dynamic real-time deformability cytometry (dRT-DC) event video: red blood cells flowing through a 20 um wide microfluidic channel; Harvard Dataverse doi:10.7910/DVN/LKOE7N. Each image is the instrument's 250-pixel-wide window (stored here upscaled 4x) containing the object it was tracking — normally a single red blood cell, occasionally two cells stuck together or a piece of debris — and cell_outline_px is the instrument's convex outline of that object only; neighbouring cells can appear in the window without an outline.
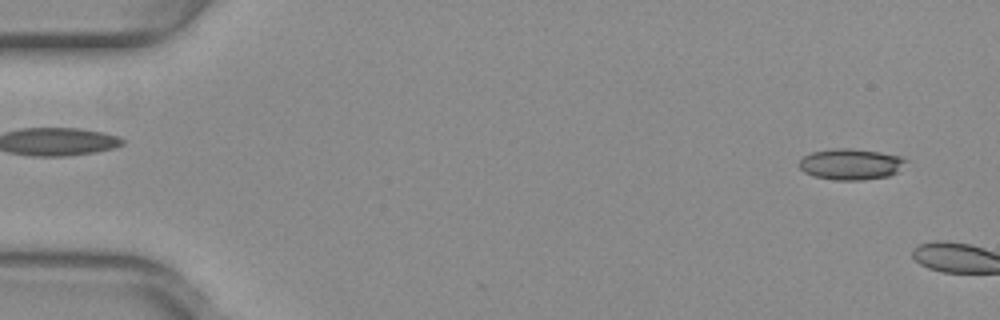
{"species": "common noctule bat (a hibernating species)", "species_latin": "Nyctalus noctula", "temperature_condition": "warm", "stored_images_in_passage": 5, "camera_frame_rate_fps": 3000, "um_per_image_px": 0.085, "animal": {"sex": "female", "body_mass_g": 29.2, "forearm_length_mm": 56.3}, "frame": {"image": 1, "passage_image": 3, "time_ms": 0.667, "image_size_px": [1000, 320], "cell_outline_px": [[908, 160], [896, 172], [888, 176], [864, 180], [836, 180], [812, 176], [804, 172], [800, 168], [800, 160], [804, 156], [812, 152], [836, 148], [852, 148], [880, 152], [900, 156]], "centroid_in_image_um": [72.31, 13.96], "position_along_channel_um": 12.7, "area_um2": 19.25}}